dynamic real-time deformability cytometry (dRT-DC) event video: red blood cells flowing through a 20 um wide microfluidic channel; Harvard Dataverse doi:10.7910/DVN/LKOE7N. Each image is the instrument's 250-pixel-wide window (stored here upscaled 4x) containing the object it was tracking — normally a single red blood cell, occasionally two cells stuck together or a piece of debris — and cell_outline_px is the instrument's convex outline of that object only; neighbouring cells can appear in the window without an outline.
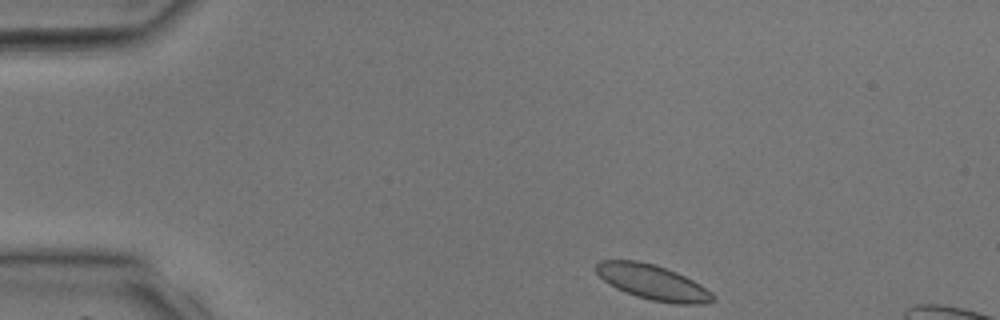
{"species": "common noctule bat (a hibernating species)", "species_latin": "Nyctalus noctula", "temperature_condition": "room temperature", "stored_images_in_passage": 34, "camera_frame_rate_fps": 3000, "um_per_image_px": 0.085, "animal": {"sex": "male", "body_mass_g": 17.9, "forearm_length_mm": 54.2}, "frame": {"image": 1, "passage_image": 1, "time_ms": 0.0, "image_size_px": [1000, 320], "cell_outline_px": [[716, 300], [704, 304], [676, 304], [652, 300], [636, 296], [624, 292], [608, 284], [596, 272], [596, 264], [600, 260], [636, 260], [656, 264], [676, 272], [700, 284], [712, 292]], "centroid_in_image_um": [55.49, 23.99], "position_along_channel_um": 29.5, "area_um2": 23.87}}
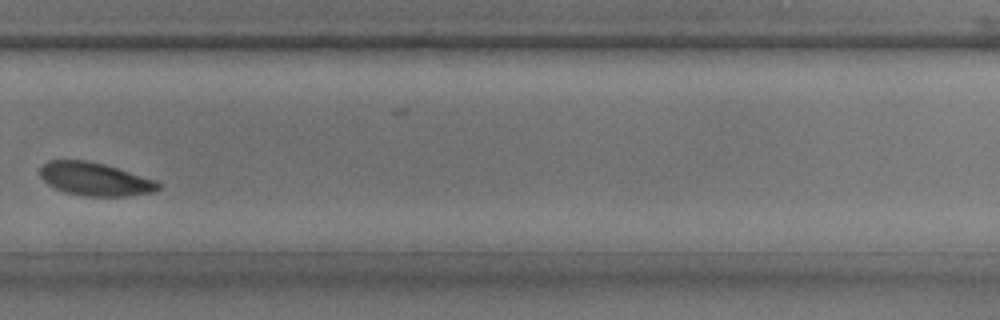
{"frame": {"image": 2, "passage_image": 22, "time_ms": 7.0, "image_size_px": [1000, 320], "cell_outline_px": [[160, 188], [152, 192], [124, 196], [84, 196], [64, 192], [48, 184], [40, 176], [40, 168], [48, 160], [84, 160], [104, 164], [156, 180], [160, 184]], "centroid_in_image_um": [8.06, 15.22], "position_along_channel_um": 321.7, "area_um2": 22.66}}
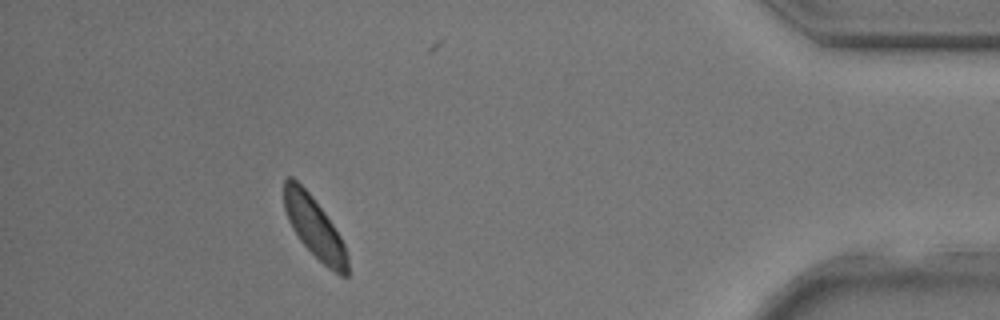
{"frame": {"image": 3, "passage_image": 30, "time_ms": 9.667, "image_size_px": [1000, 320], "cell_outline_px": [[348, 276], [340, 276], [328, 268], [300, 240], [292, 228], [288, 220], [284, 208], [284, 180], [288, 176], [292, 176], [312, 196], [324, 212], [340, 236], [344, 244], [348, 256]], "centroid_in_image_um": [26.72, 19.33], "position_along_channel_um": 408.5, "area_um2": 22.25}}